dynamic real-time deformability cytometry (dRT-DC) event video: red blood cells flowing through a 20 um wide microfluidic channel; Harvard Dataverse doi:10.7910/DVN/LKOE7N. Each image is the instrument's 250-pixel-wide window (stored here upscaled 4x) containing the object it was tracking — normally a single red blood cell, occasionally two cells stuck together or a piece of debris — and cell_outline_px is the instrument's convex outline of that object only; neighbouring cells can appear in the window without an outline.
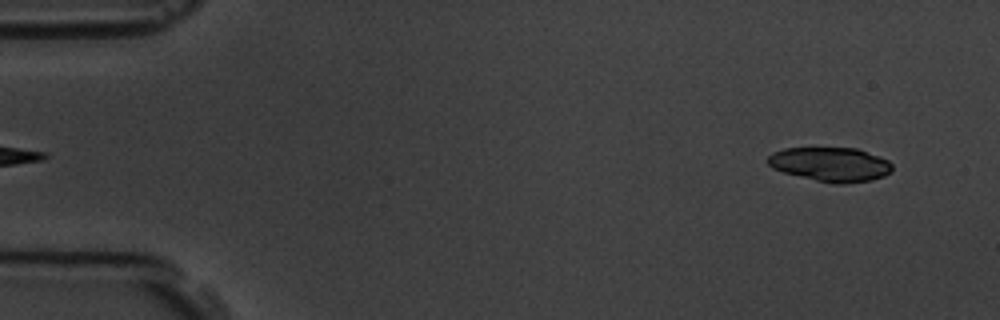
{"species": "common noctule bat (a hibernating species)", "species_latin": "Nyctalus noctula", "temperature_condition": "room temperature", "stored_images_in_passage": 6, "segment_of_instrument_passage": [2, 2], "camera_frame_rate_fps": 3000, "um_per_image_px": 0.085, "animal": {"sex": "male", "body_mass_g": 19.5, "forearm_length_mm": 54.6}, "frame": {"image": 1, "passage_image": 6, "time_ms": 5.667, "image_size_px": [1000, 320], "cell_outline_px": [[892, 172], [884, 176], [872, 180], [844, 184], [832, 184], [784, 172], [772, 168], [768, 164], [768, 156], [772, 152], [784, 148], [856, 148], [880, 156], [888, 160], [892, 164]], "centroid_in_image_um": [70.62, 13.97], "position_along_channel_um": 14.4, "area_um2": 24.91}}